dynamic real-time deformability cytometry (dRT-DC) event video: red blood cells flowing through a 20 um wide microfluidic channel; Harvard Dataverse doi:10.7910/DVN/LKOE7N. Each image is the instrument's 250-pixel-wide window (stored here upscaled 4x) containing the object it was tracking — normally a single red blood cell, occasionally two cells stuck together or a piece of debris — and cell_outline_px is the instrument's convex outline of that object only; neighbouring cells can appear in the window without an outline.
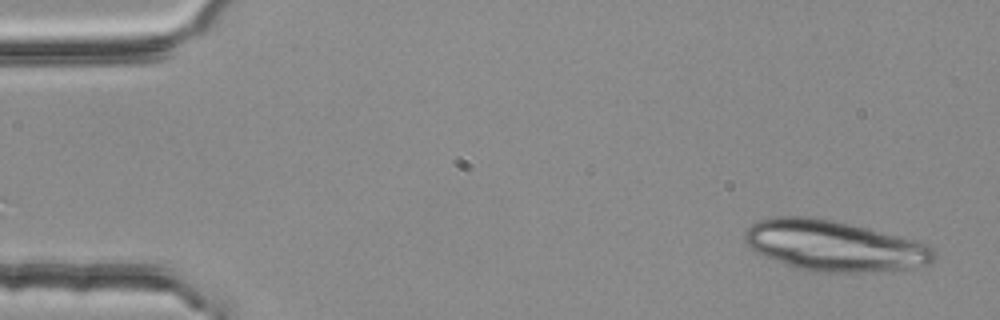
{"species": "common noctule bat (a hibernating species)", "species_latin": "Nyctalus noctula", "temperature_condition": "room temperature", "stored_images_in_passage": 2, "camera_frame_rate_fps": 3000, "um_per_image_px": 0.085, "animal": {"sex": "female", "body_mass_g": 25.1}, "frame": {"image": 1, "passage_image": 2, "time_ms": 0.333, "image_size_px": [1000, 320], "cell_outline_px": [[936, 260], [932, 264], [912, 268], [876, 272], [812, 272], [796, 268], [764, 256], [756, 252], [744, 240], [744, 232], [756, 220], [776, 216], [816, 216], [852, 224], [920, 240], [928, 244], [936, 252]], "centroid_in_image_um": [70.97, 20.89], "position_along_channel_um": 14.0, "area_um2": 56.76}}